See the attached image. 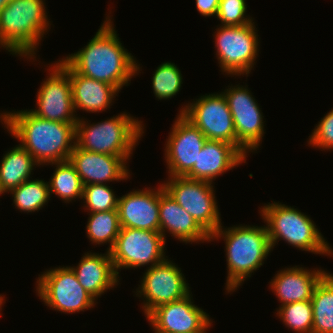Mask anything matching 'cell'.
Returning a JSON list of instances; mask_svg holds the SVG:
<instances>
[{
    "label": "cell",
    "instance_id": "6da1fadb",
    "mask_svg": "<svg viewBox=\"0 0 333 333\" xmlns=\"http://www.w3.org/2000/svg\"><path fill=\"white\" fill-rule=\"evenodd\" d=\"M106 15V20L87 45L62 59L75 72L106 82L121 91L141 73L142 67L122 45L111 15Z\"/></svg>",
    "mask_w": 333,
    "mask_h": 333
},
{
    "label": "cell",
    "instance_id": "7a4b0ae2",
    "mask_svg": "<svg viewBox=\"0 0 333 333\" xmlns=\"http://www.w3.org/2000/svg\"><path fill=\"white\" fill-rule=\"evenodd\" d=\"M0 114L4 129L39 165L69 160L76 142V124L45 120L27 109Z\"/></svg>",
    "mask_w": 333,
    "mask_h": 333
},
{
    "label": "cell",
    "instance_id": "3957f363",
    "mask_svg": "<svg viewBox=\"0 0 333 333\" xmlns=\"http://www.w3.org/2000/svg\"><path fill=\"white\" fill-rule=\"evenodd\" d=\"M223 239L227 264L226 294L236 292L254 271L259 270L272 252L266 225L220 226L210 240Z\"/></svg>",
    "mask_w": 333,
    "mask_h": 333
},
{
    "label": "cell",
    "instance_id": "277c9868",
    "mask_svg": "<svg viewBox=\"0 0 333 333\" xmlns=\"http://www.w3.org/2000/svg\"><path fill=\"white\" fill-rule=\"evenodd\" d=\"M47 15L45 0H11L0 11V47L35 61L38 46L51 28Z\"/></svg>",
    "mask_w": 333,
    "mask_h": 333
},
{
    "label": "cell",
    "instance_id": "5b68a950",
    "mask_svg": "<svg viewBox=\"0 0 333 333\" xmlns=\"http://www.w3.org/2000/svg\"><path fill=\"white\" fill-rule=\"evenodd\" d=\"M79 117L76 123L75 145L91 152L120 156L129 162L135 146L143 137V121L121 112L118 116L91 123ZM90 122V123H88Z\"/></svg>",
    "mask_w": 333,
    "mask_h": 333
},
{
    "label": "cell",
    "instance_id": "8992f818",
    "mask_svg": "<svg viewBox=\"0 0 333 333\" xmlns=\"http://www.w3.org/2000/svg\"><path fill=\"white\" fill-rule=\"evenodd\" d=\"M259 209L272 250L278 241L283 240L298 250L333 257L332 246L308 215L279 201L265 203Z\"/></svg>",
    "mask_w": 333,
    "mask_h": 333
},
{
    "label": "cell",
    "instance_id": "52a82bcc",
    "mask_svg": "<svg viewBox=\"0 0 333 333\" xmlns=\"http://www.w3.org/2000/svg\"><path fill=\"white\" fill-rule=\"evenodd\" d=\"M255 22L243 26L219 25L213 34L221 71L230 76H249L256 65L260 39Z\"/></svg>",
    "mask_w": 333,
    "mask_h": 333
},
{
    "label": "cell",
    "instance_id": "ba28073f",
    "mask_svg": "<svg viewBox=\"0 0 333 333\" xmlns=\"http://www.w3.org/2000/svg\"><path fill=\"white\" fill-rule=\"evenodd\" d=\"M36 280V294L52 310L65 314L80 313L98 303L81 286L70 266L49 268Z\"/></svg>",
    "mask_w": 333,
    "mask_h": 333
},
{
    "label": "cell",
    "instance_id": "9c48e42d",
    "mask_svg": "<svg viewBox=\"0 0 333 333\" xmlns=\"http://www.w3.org/2000/svg\"><path fill=\"white\" fill-rule=\"evenodd\" d=\"M166 240L160 231L121 227L113 247L109 250L114 270L119 277L122 269L148 268L164 261ZM149 265V266H148ZM121 269V270H120Z\"/></svg>",
    "mask_w": 333,
    "mask_h": 333
},
{
    "label": "cell",
    "instance_id": "30bf717a",
    "mask_svg": "<svg viewBox=\"0 0 333 333\" xmlns=\"http://www.w3.org/2000/svg\"><path fill=\"white\" fill-rule=\"evenodd\" d=\"M165 191L211 236L222 224L213 183L185 176L168 177Z\"/></svg>",
    "mask_w": 333,
    "mask_h": 333
},
{
    "label": "cell",
    "instance_id": "8fae6325",
    "mask_svg": "<svg viewBox=\"0 0 333 333\" xmlns=\"http://www.w3.org/2000/svg\"><path fill=\"white\" fill-rule=\"evenodd\" d=\"M246 86L232 85L222 91L232 114L237 149L245 156L259 149L264 136V116L255 97Z\"/></svg>",
    "mask_w": 333,
    "mask_h": 333
},
{
    "label": "cell",
    "instance_id": "7c38bea8",
    "mask_svg": "<svg viewBox=\"0 0 333 333\" xmlns=\"http://www.w3.org/2000/svg\"><path fill=\"white\" fill-rule=\"evenodd\" d=\"M175 264L167 257L143 273L135 294L143 300L141 308L145 317L160 305L180 300L191 293L181 268Z\"/></svg>",
    "mask_w": 333,
    "mask_h": 333
},
{
    "label": "cell",
    "instance_id": "4fadbf2b",
    "mask_svg": "<svg viewBox=\"0 0 333 333\" xmlns=\"http://www.w3.org/2000/svg\"><path fill=\"white\" fill-rule=\"evenodd\" d=\"M208 140L223 141L237 148L232 114L223 93L205 94L185 104L179 112Z\"/></svg>",
    "mask_w": 333,
    "mask_h": 333
},
{
    "label": "cell",
    "instance_id": "5bb4252c",
    "mask_svg": "<svg viewBox=\"0 0 333 333\" xmlns=\"http://www.w3.org/2000/svg\"><path fill=\"white\" fill-rule=\"evenodd\" d=\"M48 76L37 91V107L30 111L37 117L67 124H76V114L69 74L55 61L48 64Z\"/></svg>",
    "mask_w": 333,
    "mask_h": 333
},
{
    "label": "cell",
    "instance_id": "9a60e30c",
    "mask_svg": "<svg viewBox=\"0 0 333 333\" xmlns=\"http://www.w3.org/2000/svg\"><path fill=\"white\" fill-rule=\"evenodd\" d=\"M170 130L164 146L168 177L185 176L197 162L207 138L181 113H177Z\"/></svg>",
    "mask_w": 333,
    "mask_h": 333
},
{
    "label": "cell",
    "instance_id": "2e32d148",
    "mask_svg": "<svg viewBox=\"0 0 333 333\" xmlns=\"http://www.w3.org/2000/svg\"><path fill=\"white\" fill-rule=\"evenodd\" d=\"M192 292L186 297L160 305L147 317L154 333H207L213 319L194 304Z\"/></svg>",
    "mask_w": 333,
    "mask_h": 333
},
{
    "label": "cell",
    "instance_id": "e0dca14e",
    "mask_svg": "<svg viewBox=\"0 0 333 333\" xmlns=\"http://www.w3.org/2000/svg\"><path fill=\"white\" fill-rule=\"evenodd\" d=\"M69 162L75 167L83 186L119 182L130 179L131 175L122 157L87 151L76 145Z\"/></svg>",
    "mask_w": 333,
    "mask_h": 333
},
{
    "label": "cell",
    "instance_id": "ac0fdd59",
    "mask_svg": "<svg viewBox=\"0 0 333 333\" xmlns=\"http://www.w3.org/2000/svg\"><path fill=\"white\" fill-rule=\"evenodd\" d=\"M156 188V189H155ZM160 185L132 190L118 198V217L121 227L159 231Z\"/></svg>",
    "mask_w": 333,
    "mask_h": 333
},
{
    "label": "cell",
    "instance_id": "d6986e66",
    "mask_svg": "<svg viewBox=\"0 0 333 333\" xmlns=\"http://www.w3.org/2000/svg\"><path fill=\"white\" fill-rule=\"evenodd\" d=\"M159 231L166 240V232L180 242H210V235L185 211L160 184Z\"/></svg>",
    "mask_w": 333,
    "mask_h": 333
},
{
    "label": "cell",
    "instance_id": "ffe728a7",
    "mask_svg": "<svg viewBox=\"0 0 333 333\" xmlns=\"http://www.w3.org/2000/svg\"><path fill=\"white\" fill-rule=\"evenodd\" d=\"M247 158L232 144L206 140L197 162L185 177L214 183L215 179L229 170L246 163Z\"/></svg>",
    "mask_w": 333,
    "mask_h": 333
},
{
    "label": "cell",
    "instance_id": "44dd1931",
    "mask_svg": "<svg viewBox=\"0 0 333 333\" xmlns=\"http://www.w3.org/2000/svg\"><path fill=\"white\" fill-rule=\"evenodd\" d=\"M56 62L69 74L76 113L77 110L102 113L113 105L120 92L116 87L75 72L63 59Z\"/></svg>",
    "mask_w": 333,
    "mask_h": 333
},
{
    "label": "cell",
    "instance_id": "7402d4cb",
    "mask_svg": "<svg viewBox=\"0 0 333 333\" xmlns=\"http://www.w3.org/2000/svg\"><path fill=\"white\" fill-rule=\"evenodd\" d=\"M328 271L322 268L309 269L301 266H289L279 270L269 281V289L276 294L280 306L311 300L314 288Z\"/></svg>",
    "mask_w": 333,
    "mask_h": 333
},
{
    "label": "cell",
    "instance_id": "603a6c76",
    "mask_svg": "<svg viewBox=\"0 0 333 333\" xmlns=\"http://www.w3.org/2000/svg\"><path fill=\"white\" fill-rule=\"evenodd\" d=\"M81 286L96 300L120 283L109 251L104 254L87 252L77 266H70Z\"/></svg>",
    "mask_w": 333,
    "mask_h": 333
},
{
    "label": "cell",
    "instance_id": "cb8c5ba5",
    "mask_svg": "<svg viewBox=\"0 0 333 333\" xmlns=\"http://www.w3.org/2000/svg\"><path fill=\"white\" fill-rule=\"evenodd\" d=\"M35 166L40 165L20 144L9 149L0 161V184L3 192L8 194L31 179Z\"/></svg>",
    "mask_w": 333,
    "mask_h": 333
},
{
    "label": "cell",
    "instance_id": "d4e9b609",
    "mask_svg": "<svg viewBox=\"0 0 333 333\" xmlns=\"http://www.w3.org/2000/svg\"><path fill=\"white\" fill-rule=\"evenodd\" d=\"M312 333H333V274L327 272L314 288Z\"/></svg>",
    "mask_w": 333,
    "mask_h": 333
},
{
    "label": "cell",
    "instance_id": "484cf974",
    "mask_svg": "<svg viewBox=\"0 0 333 333\" xmlns=\"http://www.w3.org/2000/svg\"><path fill=\"white\" fill-rule=\"evenodd\" d=\"M54 165L55 171L48 182L50 196L55 194L65 203L82 199L83 184L75 167L68 161L47 164Z\"/></svg>",
    "mask_w": 333,
    "mask_h": 333
},
{
    "label": "cell",
    "instance_id": "4316f807",
    "mask_svg": "<svg viewBox=\"0 0 333 333\" xmlns=\"http://www.w3.org/2000/svg\"><path fill=\"white\" fill-rule=\"evenodd\" d=\"M15 209L24 213L38 212L51 200L48 182L44 179H32L23 182L11 190Z\"/></svg>",
    "mask_w": 333,
    "mask_h": 333
},
{
    "label": "cell",
    "instance_id": "83f0119b",
    "mask_svg": "<svg viewBox=\"0 0 333 333\" xmlns=\"http://www.w3.org/2000/svg\"><path fill=\"white\" fill-rule=\"evenodd\" d=\"M88 221L86 225L87 238L91 244L104 245L108 243L107 251H109L119 234L121 229L117 210L104 212L88 213Z\"/></svg>",
    "mask_w": 333,
    "mask_h": 333
},
{
    "label": "cell",
    "instance_id": "f1b7e54d",
    "mask_svg": "<svg viewBox=\"0 0 333 333\" xmlns=\"http://www.w3.org/2000/svg\"><path fill=\"white\" fill-rule=\"evenodd\" d=\"M276 317L282 320L285 327L296 333H312L313 309L311 300L288 303L276 311Z\"/></svg>",
    "mask_w": 333,
    "mask_h": 333
},
{
    "label": "cell",
    "instance_id": "f546056e",
    "mask_svg": "<svg viewBox=\"0 0 333 333\" xmlns=\"http://www.w3.org/2000/svg\"><path fill=\"white\" fill-rule=\"evenodd\" d=\"M152 89L158 100H169L180 92L183 84L181 70L175 63H161L154 71Z\"/></svg>",
    "mask_w": 333,
    "mask_h": 333
},
{
    "label": "cell",
    "instance_id": "4dcf8cb0",
    "mask_svg": "<svg viewBox=\"0 0 333 333\" xmlns=\"http://www.w3.org/2000/svg\"><path fill=\"white\" fill-rule=\"evenodd\" d=\"M109 184H90L83 186V209L89 213L117 210L118 197Z\"/></svg>",
    "mask_w": 333,
    "mask_h": 333
},
{
    "label": "cell",
    "instance_id": "1f68e13d",
    "mask_svg": "<svg viewBox=\"0 0 333 333\" xmlns=\"http://www.w3.org/2000/svg\"><path fill=\"white\" fill-rule=\"evenodd\" d=\"M246 12V0H220L216 18L222 26H243L254 21Z\"/></svg>",
    "mask_w": 333,
    "mask_h": 333
},
{
    "label": "cell",
    "instance_id": "d6a6232c",
    "mask_svg": "<svg viewBox=\"0 0 333 333\" xmlns=\"http://www.w3.org/2000/svg\"><path fill=\"white\" fill-rule=\"evenodd\" d=\"M307 143L321 151L333 150V108L315 126Z\"/></svg>",
    "mask_w": 333,
    "mask_h": 333
},
{
    "label": "cell",
    "instance_id": "836d02e7",
    "mask_svg": "<svg viewBox=\"0 0 333 333\" xmlns=\"http://www.w3.org/2000/svg\"><path fill=\"white\" fill-rule=\"evenodd\" d=\"M197 11L205 17L217 15L220 0H195Z\"/></svg>",
    "mask_w": 333,
    "mask_h": 333
},
{
    "label": "cell",
    "instance_id": "e575fe53",
    "mask_svg": "<svg viewBox=\"0 0 333 333\" xmlns=\"http://www.w3.org/2000/svg\"><path fill=\"white\" fill-rule=\"evenodd\" d=\"M5 295L3 294H0V315H2L1 314V311H2V306H3V304L5 303V297H4Z\"/></svg>",
    "mask_w": 333,
    "mask_h": 333
},
{
    "label": "cell",
    "instance_id": "d590c367",
    "mask_svg": "<svg viewBox=\"0 0 333 333\" xmlns=\"http://www.w3.org/2000/svg\"><path fill=\"white\" fill-rule=\"evenodd\" d=\"M11 0H0V11L10 2Z\"/></svg>",
    "mask_w": 333,
    "mask_h": 333
},
{
    "label": "cell",
    "instance_id": "8d00e7d4",
    "mask_svg": "<svg viewBox=\"0 0 333 333\" xmlns=\"http://www.w3.org/2000/svg\"><path fill=\"white\" fill-rule=\"evenodd\" d=\"M3 194H4V192H3L1 184H0V196L3 195Z\"/></svg>",
    "mask_w": 333,
    "mask_h": 333
}]
</instances>
